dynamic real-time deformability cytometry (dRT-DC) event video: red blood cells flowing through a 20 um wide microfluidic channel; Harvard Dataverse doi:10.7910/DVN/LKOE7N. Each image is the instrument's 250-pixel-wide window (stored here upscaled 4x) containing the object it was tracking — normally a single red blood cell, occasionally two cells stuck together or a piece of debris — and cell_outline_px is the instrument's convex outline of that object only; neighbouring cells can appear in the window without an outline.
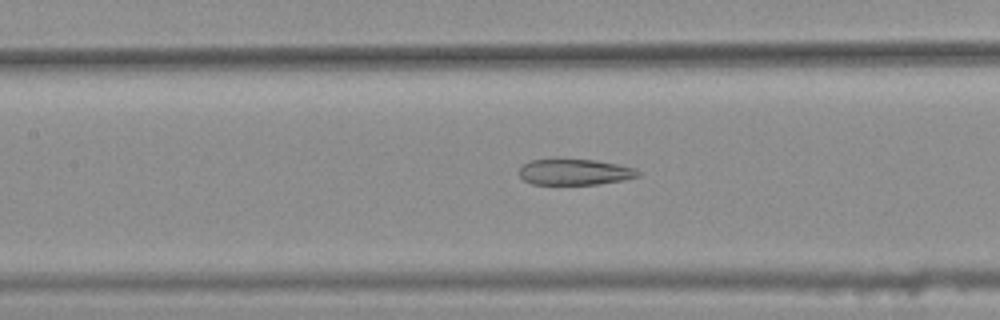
{"species": "common noctule bat (a hibernating species)", "species_latin": "Nyctalus noctula", "temperature_condition": "warm", "stored_images_in_passage": 36, "camera_frame_rate_fps": 3000, "um_per_image_px": 0.085, "animal": {"sex": "female", "body_mass_g": 25.1}, "frame": {"image": 1, "passage_image": 13, "time_ms": 4.0, "image_size_px": [1000, 320], "cell_outline_px": [[640, 176], [624, 180], [600, 184], [532, 184], [524, 180], [516, 172], [524, 164], [532, 160], [556, 156], [596, 160], [636, 168], [640, 172]], "centroid_in_image_um": [48.82, 14.58], "position_along_channel_um": 158.6, "area_um2": 18.79}}
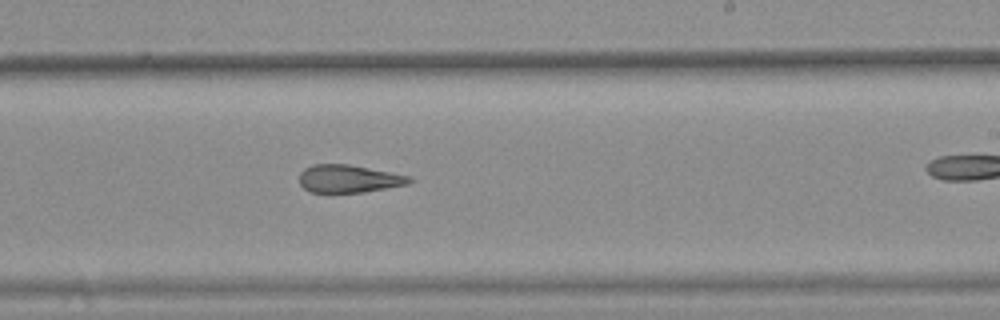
{"frame": {"image": 2, "passage_image": 21, "time_ms": 6.667, "image_size_px": [1000, 320], "cell_outline_px": [[412, 180], [408, 184], [364, 192], [308, 192], [300, 184], [300, 172], [304, 168], [312, 164], [348, 164], [412, 176]], "centroid_in_image_um": [29.63, 15.18], "position_along_channel_um": 259.4, "area_um2": 17.8}}
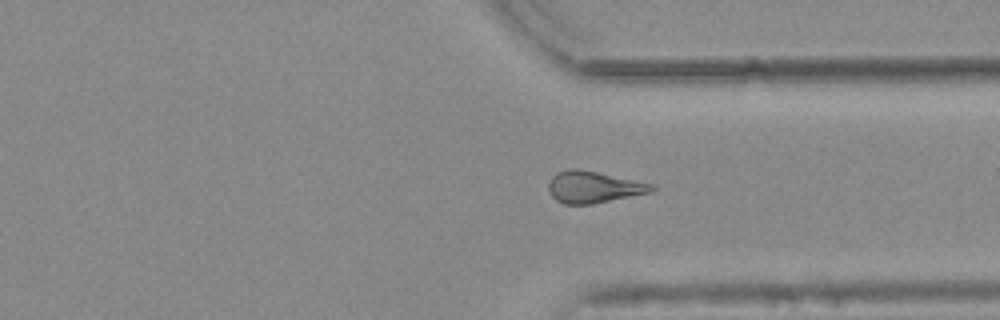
{"frame": {"image": 3, "passage_image": 29, "time_ms": 9.333, "image_size_px": [1000, 320], "cell_outline_px": [[656, 188], [652, 192], [592, 204], [564, 204], [556, 200], [548, 192], [548, 184], [552, 176], [556, 172], [568, 168], [576, 168], [596, 172], [652, 184]], "centroid_in_image_um": [50.4, 15.9], "position_along_channel_um": 361.0, "area_um2": 18.96}, "authors_computed_cell_mechanics": {"area_um2": 18.9873, "velocity_mm_per_s": 3.7884, "shape_relaxation_time_tau1_ms": null, "shape_relaxation_time_tau2_ms": 3.5022, "deformation_change_tau1": null, "deformation_change_tau2": 0.1451}}